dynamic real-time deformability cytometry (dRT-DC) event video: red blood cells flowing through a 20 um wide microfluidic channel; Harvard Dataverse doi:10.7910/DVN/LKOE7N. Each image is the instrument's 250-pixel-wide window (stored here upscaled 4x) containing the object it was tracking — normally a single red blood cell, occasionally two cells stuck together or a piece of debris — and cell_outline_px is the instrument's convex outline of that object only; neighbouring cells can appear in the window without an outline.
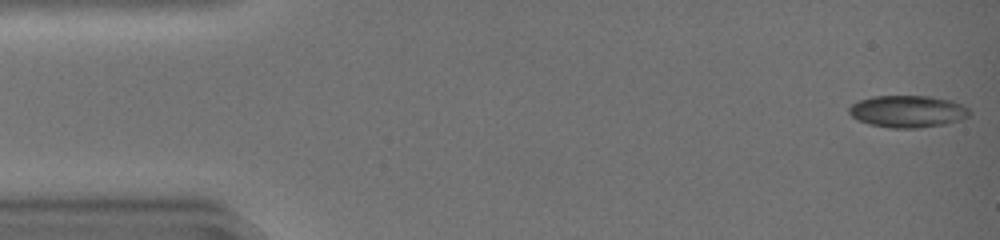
{"species": "common noctule bat (a hibernating species)", "species_latin": "Nyctalus noctula", "temperature_condition": "warm", "stored_images_in_passage": 7, "camera_frame_rate_fps": 3000, "um_per_image_px": 0.085, "animal": {"sex": "female", "body_mass_g": 19.0, "forearm_length_mm": 51.5}, "frame": {"image": 1, "passage_image": 1, "time_ms": 0.0, "image_size_px": [1000, 240], "cell_outline_px": [[972, 112], [968, 116], [960, 120], [944, 124], [920, 128], [892, 128], [868, 124], [856, 120], [848, 112], [848, 108], [852, 104], [860, 100], [872, 96], [928, 96], [952, 100], [964, 104]], "centroid_in_image_um": [77.16, 9.47], "position_along_channel_um": 7.8, "area_um2": 22.72}}